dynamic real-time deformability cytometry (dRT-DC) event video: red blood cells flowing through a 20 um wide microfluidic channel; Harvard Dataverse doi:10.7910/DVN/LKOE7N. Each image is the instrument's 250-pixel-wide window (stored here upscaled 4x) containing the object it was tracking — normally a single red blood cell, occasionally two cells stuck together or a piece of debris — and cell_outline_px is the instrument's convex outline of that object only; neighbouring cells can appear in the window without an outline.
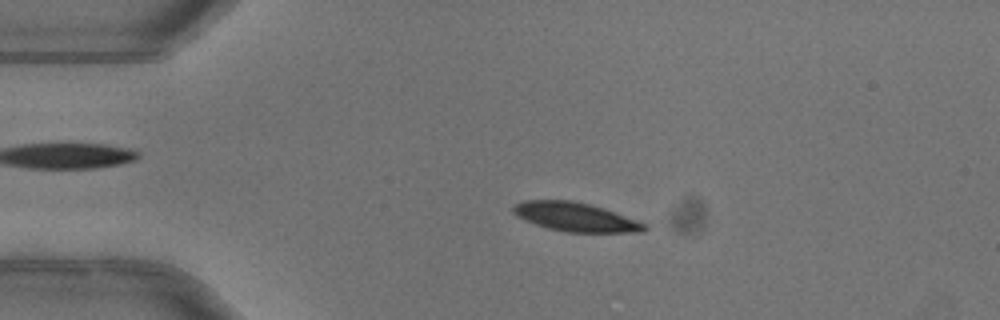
{"species": "common noctule bat (a hibernating species)", "species_latin": "Nyctalus noctula", "temperature_condition": "warm", "stored_images_in_passage": 52, "camera_frame_rate_fps": 3000, "um_per_image_px": 0.085, "animal": {"sex": "female"}, "frame": {"image": 1, "passage_image": 12, "time_ms": 3.667, "image_size_px": [1000, 320], "cell_outline_px": [[648, 228], [644, 232], [568, 232], [548, 228], [524, 220], [516, 216], [512, 212], [512, 208], [516, 204], [524, 200], [572, 200], [588, 204], [648, 224]], "centroid_in_image_um": [48.89, 18.45], "position_along_channel_um": 36.1, "area_um2": 21.79}}
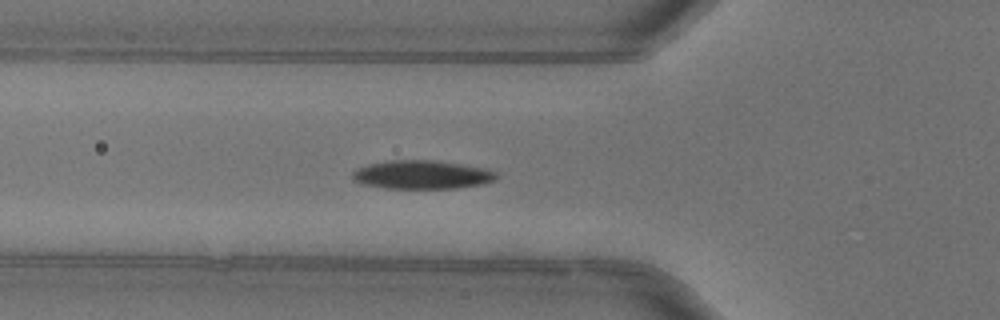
{"frame": {"image": 2, "passage_image": 19, "time_ms": 6.0, "image_size_px": [1000, 320], "cell_outline_px": [[500, 176], [496, 180], [484, 184], [456, 188], [384, 188], [360, 184], [352, 180], [352, 172], [356, 168], [368, 164], [392, 160], [432, 160], [460, 164], [484, 168], [496, 172]], "centroid_in_image_um": [35.85, 14.85], "position_along_channel_um": 89.9, "area_um2": 24.16}}
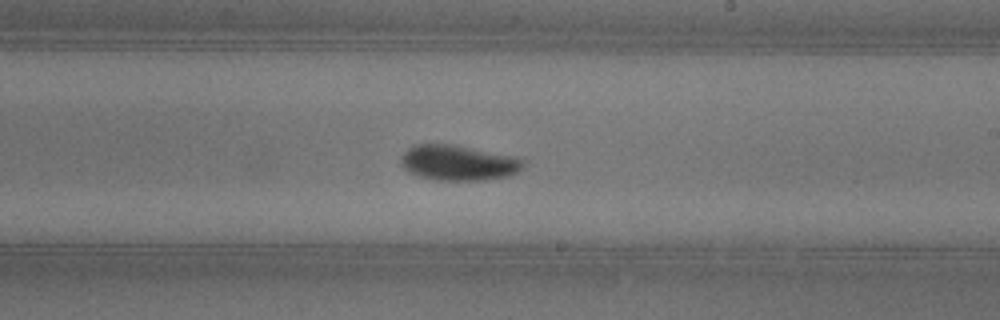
{"frame": {"image": 3, "passage_image": 31, "time_ms": 10.0, "image_size_px": [1000, 320], "cell_outline_px": [[528, 160], [516, 172], [508, 176], [484, 180], [440, 180], [420, 176], [408, 172], [400, 164], [400, 156], [412, 144], [456, 144], [520, 156]], "centroid_in_image_um": [38.99, 13.8], "position_along_channel_um": 250.0, "area_um2": 25.78}, "authors_computed_cell_mechanics": {"area_um2": 23.0911, "velocity_mm_per_s": 4.0003, "shape_relaxation_time_tau1_ms": 2.2256, "shape_relaxation_time_tau2_ms": 3.5415, "deformation_change_tau1": 0.1606, "deformation_change_tau2": 0.0727}}